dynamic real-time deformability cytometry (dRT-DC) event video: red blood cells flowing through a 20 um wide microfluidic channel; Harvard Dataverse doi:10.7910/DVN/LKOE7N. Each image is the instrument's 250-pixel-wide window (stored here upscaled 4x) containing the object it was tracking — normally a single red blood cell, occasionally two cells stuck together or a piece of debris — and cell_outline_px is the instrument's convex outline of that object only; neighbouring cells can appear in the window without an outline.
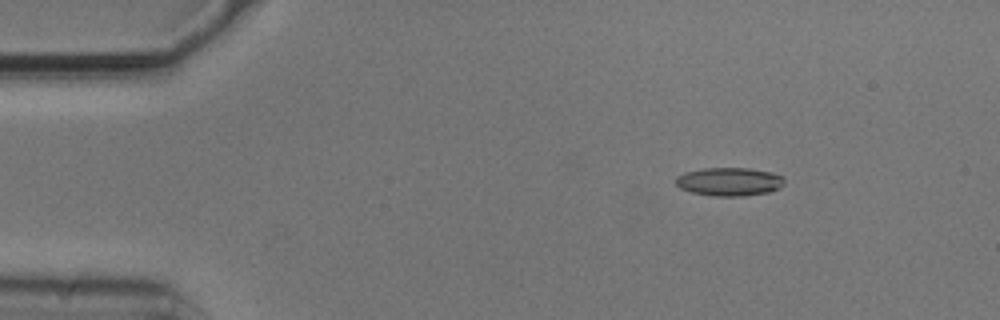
{"species": "common noctule bat (a hibernating species)", "species_latin": "Nyctalus noctula", "temperature_condition": "cold", "stored_images_in_passage": 47, "camera_frame_rate_fps": 3000, "um_per_image_px": 0.085, "animal": {"sex": "male", "body_mass_g": 20.5, "forearm_length_mm": 52.5}, "frame": {"image": 1, "passage_image": 1, "time_ms": 0.0, "image_size_px": [1000, 320], "cell_outline_px": [[784, 184], [780, 188], [768, 192], [744, 196], [716, 196], [692, 192], [680, 188], [676, 184], [676, 176], [684, 172], [704, 168], [748, 168], [772, 172], [784, 176]], "centroid_in_image_um": [62.01, 15.43], "position_along_channel_um": 23.0, "area_um2": 18.03}}
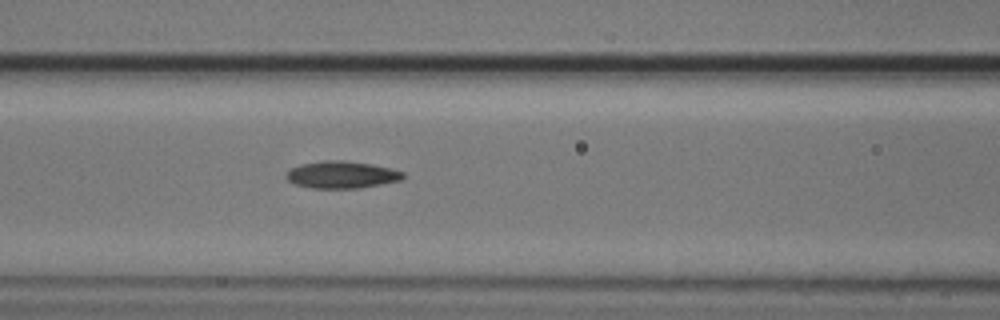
{"frame": {"image": 2, "passage_image": 16, "time_ms": 5.0, "image_size_px": [1000, 320], "cell_outline_px": [[404, 176], [400, 180], [360, 188], [312, 188], [292, 184], [284, 176], [288, 168], [300, 164], [324, 160], [344, 160], [372, 164], [404, 172]], "centroid_in_image_um": [28.96, 14.84], "position_along_channel_um": 137.6, "area_um2": 18.61}}
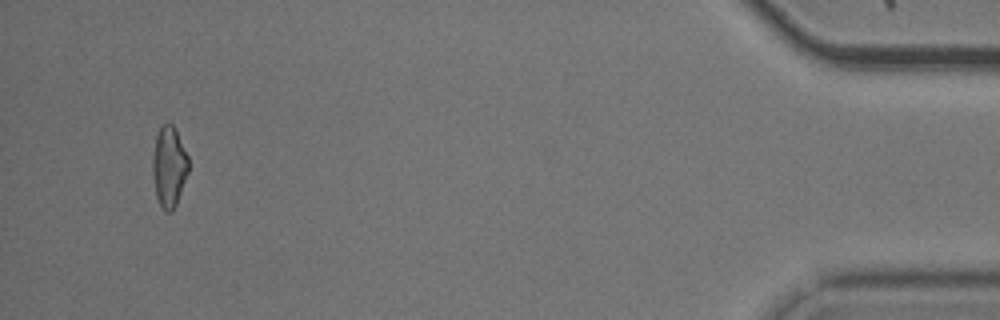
{"frame": {"image": 3, "passage_image": 45, "time_ms": 14.667, "image_size_px": [1000, 320], "cell_outline_px": [[188, 172], [176, 204], [172, 212], [164, 212], [156, 196], [152, 172], [152, 160], [156, 136], [160, 128], [164, 124], [172, 124], [188, 156]], "centroid_in_image_um": [14.35, 14.21], "position_along_channel_um": 420.8, "area_um2": 16.59}, "authors_computed_cell_mechanics": {"area_um2": 17.7446, "velocity_mm_per_s": 3.7326, "shape_relaxation_time_tau1_ms": 4.4253, "shape_relaxation_time_tau2_ms": 3.6232, "deformation_change_tau1": 0.1439, "deformation_change_tau2": 0.1174}}